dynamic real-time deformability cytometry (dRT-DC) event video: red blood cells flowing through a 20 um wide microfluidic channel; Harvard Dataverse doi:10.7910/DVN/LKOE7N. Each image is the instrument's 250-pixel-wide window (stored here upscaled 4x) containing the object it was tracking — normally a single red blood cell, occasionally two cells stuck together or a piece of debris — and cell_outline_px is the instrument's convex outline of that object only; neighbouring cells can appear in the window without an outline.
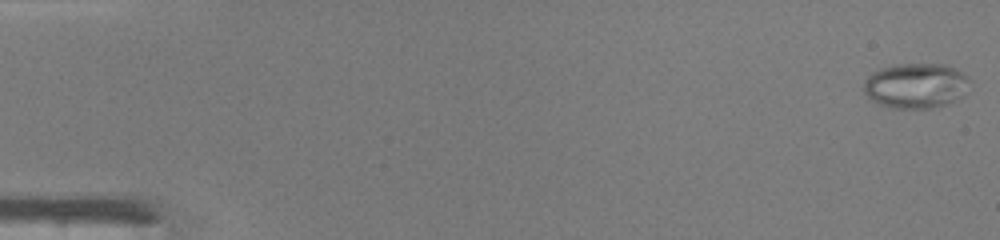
{"species": "common noctule bat (a hibernating species)", "species_latin": "Nyctalus noctula", "temperature_condition": "warm", "stored_images_in_passage": 47, "camera_frame_rate_fps": 3000, "um_per_image_px": 0.085, "animal": {"sex": "male", "body_mass_g": 19.0, "forearm_length_mm": 50.8}, "frame": {"image": 1, "passage_image": 1, "time_ms": 0.0, "image_size_px": [1000, 240], "cell_outline_px": [[972, 80], [964, 96], [944, 104], [932, 108], [892, 108], [880, 104], [872, 100], [864, 92], [864, 80], [872, 72], [880, 68], [892, 64], [944, 64], [956, 68], [968, 76]], "centroid_in_image_um": [77.87, 7.26], "position_along_channel_um": 7.1, "area_um2": 28.15}}
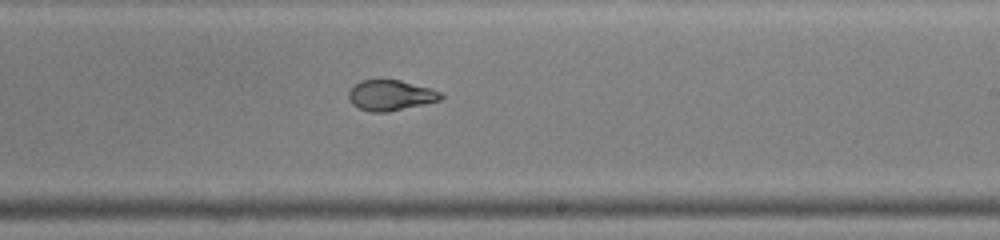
{"frame": {"image": 2, "passage_image": 29, "time_ms": 9.333, "image_size_px": [1000, 240], "cell_outline_px": [[444, 96], [440, 100], [424, 104], [388, 112], [372, 112], [360, 108], [352, 104], [348, 96], [348, 92], [360, 80], [400, 80], [432, 88], [440, 92]], "centroid_in_image_um": [33.22, 8.1], "position_along_channel_um": 255.8, "area_um2": 16.3}}
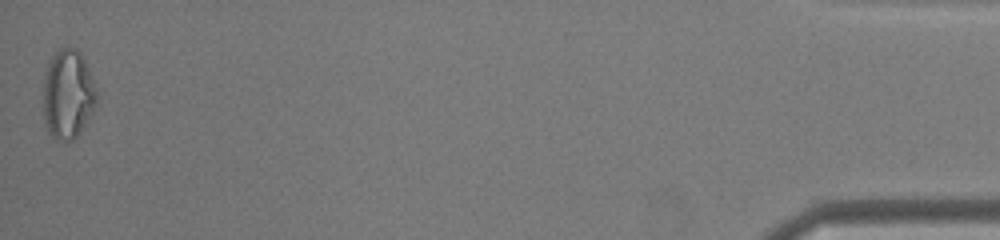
{"frame": {"image": 3, "passage_image": 47, "time_ms": 15.333, "image_size_px": [1000, 240], "cell_outline_px": [[96, 104], [84, 124], [76, 136], [72, 140], [56, 140], [48, 132], [44, 124], [44, 72], [48, 60], [60, 48], [76, 48], [80, 52], [84, 60], [96, 88]], "centroid_in_image_um": [5.74, 8.0], "position_along_channel_um": 429.5, "area_um2": 27.51}, "authors_computed_cell_mechanics": {"area_um2": 20.6346, "velocity_mm_per_s": 4.3702, "shape_relaxation_time_tau1_ms": null, "shape_relaxation_time_tau2_ms": 0.8185, "deformation_change_tau1": null, "deformation_change_tau2": 0.065}}